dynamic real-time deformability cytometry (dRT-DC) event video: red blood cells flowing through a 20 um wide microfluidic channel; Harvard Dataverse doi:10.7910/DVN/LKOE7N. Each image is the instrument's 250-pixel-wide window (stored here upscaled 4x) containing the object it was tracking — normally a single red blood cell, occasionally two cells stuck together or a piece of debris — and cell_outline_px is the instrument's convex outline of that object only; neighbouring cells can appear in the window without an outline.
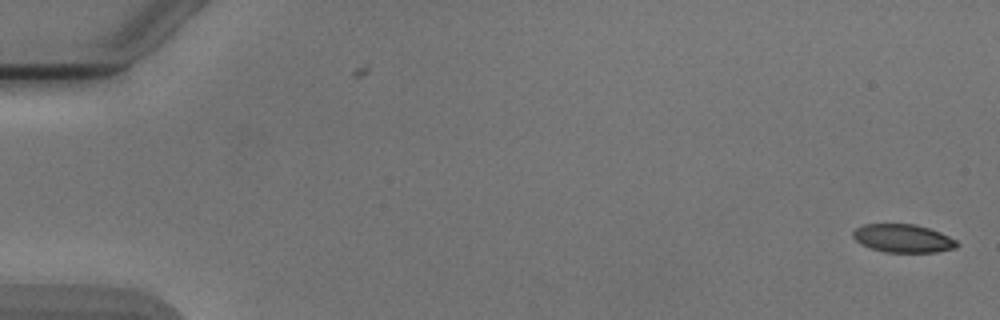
{"species": "Egyptian fruit bat (a non-hibernating species)", "species_latin": "Rousettus aegyptiacus", "temperature_condition": "cold", "stored_images_in_passage": 6, "camera_frame_rate_fps": 3000, "um_per_image_px": 0.085, "animal": {"sex": "male"}, "frame": {"image": 1, "passage_image": 1, "time_ms": 0.0, "image_size_px": [1000, 320], "cell_outline_px": [[960, 244], [956, 248], [936, 252], [884, 252], [860, 244], [852, 236], [852, 232], [856, 228], [864, 224], [912, 224], [928, 228], [940, 232], [956, 240]], "centroid_in_image_um": [76.76, 20.26], "position_along_channel_um": 8.2, "area_um2": 17.05}}